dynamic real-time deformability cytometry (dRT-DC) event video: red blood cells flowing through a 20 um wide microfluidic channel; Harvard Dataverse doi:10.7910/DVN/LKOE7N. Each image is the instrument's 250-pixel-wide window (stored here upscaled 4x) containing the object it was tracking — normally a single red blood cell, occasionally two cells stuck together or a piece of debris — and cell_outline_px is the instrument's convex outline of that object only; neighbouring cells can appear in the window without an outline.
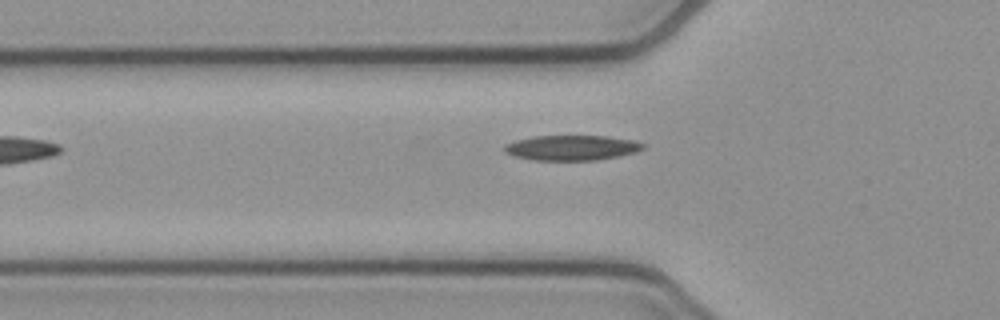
{"species": "common noctule bat (a hibernating species)", "species_latin": "Nyctalus noctula", "temperature_condition": "cold", "stored_images_in_passage": 33, "camera_frame_rate_fps": 3000, "um_per_image_px": 0.085, "animal": {"sex": "female", "body_mass_g": 21.9}, "frame": {"image": 1, "passage_image": 2, "time_ms": 0.333, "image_size_px": [1000, 320], "cell_outline_px": [[644, 148], [636, 152], [620, 156], [596, 160], [532, 160], [516, 156], [504, 152], [504, 144], [516, 140], [532, 136], [608, 136], [636, 140], [644, 144]], "centroid_in_image_um": [48.61, 12.55], "position_along_channel_um": 77.2, "area_um2": 20.4}}
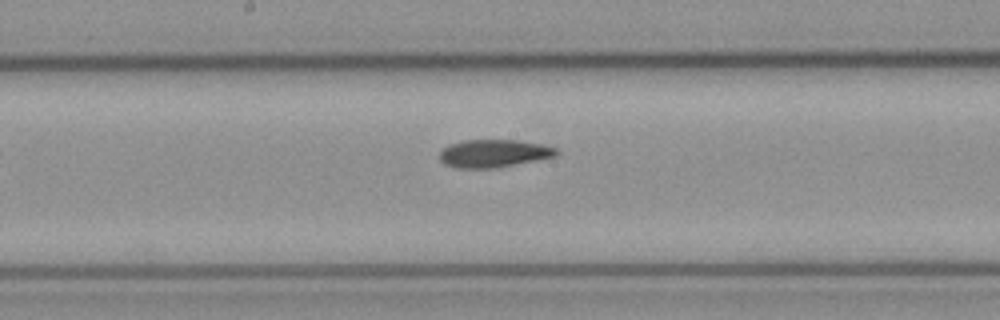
{"frame": {"image": 2, "passage_image": 12, "time_ms": 3.667, "image_size_px": [1000, 320], "cell_outline_px": [[560, 152], [556, 156], [492, 168], [456, 168], [444, 164], [440, 160], [440, 152], [448, 144], [464, 140], [516, 140], [540, 144], [556, 148]], "centroid_in_image_um": [41.93, 13.03], "position_along_channel_um": 206.3, "area_um2": 18.73}}
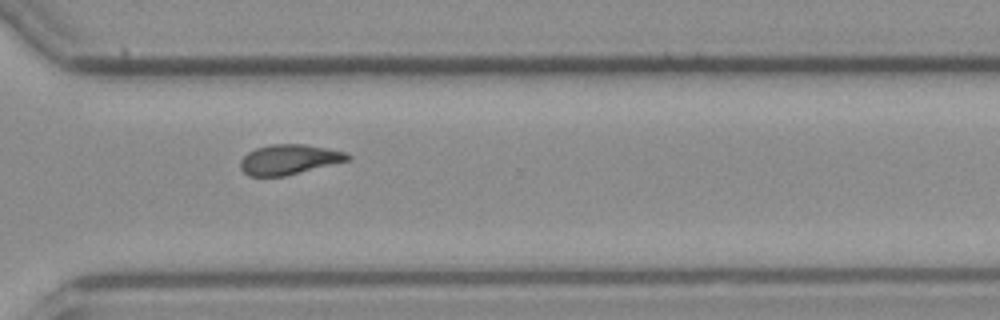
{"frame": {"image": 3, "passage_image": 23, "time_ms": 7.333, "image_size_px": [1000, 320], "cell_outline_px": [[352, 156], [348, 160], [284, 176], [248, 176], [240, 168], [240, 160], [248, 152], [256, 148], [272, 144], [304, 144], [344, 152]], "centroid_in_image_um": [24.52, 13.55], "position_along_channel_um": 346.1, "area_um2": 18.44}, "authors_computed_cell_mechanics": {"area_um2": 18.9584, "velocity_mm_per_s": 3.8337, "shape_relaxation_time_tau1_ms": 6.951, "shape_relaxation_time_tau2_ms": 6.6203, "deformation_change_tau1": 0.1818, "deformation_change_tau2": 0.1465}}